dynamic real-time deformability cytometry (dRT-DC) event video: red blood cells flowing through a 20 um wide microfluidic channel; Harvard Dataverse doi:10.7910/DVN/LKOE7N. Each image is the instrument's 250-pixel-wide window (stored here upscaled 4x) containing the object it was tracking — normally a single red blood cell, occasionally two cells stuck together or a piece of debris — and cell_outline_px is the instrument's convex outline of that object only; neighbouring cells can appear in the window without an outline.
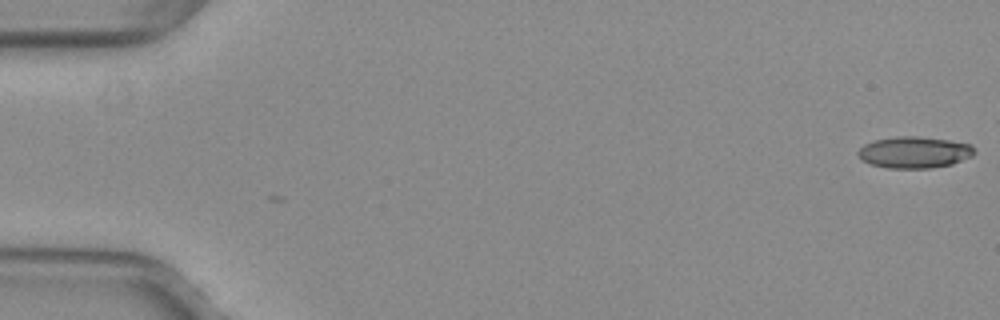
{"species": "common noctule bat (a hibernating species)", "species_latin": "Nyctalus noctula", "temperature_condition": "warm", "stored_images_in_passage": 5, "camera_frame_rate_fps": 3000, "um_per_image_px": 0.085, "animal": {"sex": "female", "body_mass_g": 29.2, "forearm_length_mm": 56.3}, "frame": {"image": 1, "passage_image": 5, "time_ms": 1.333, "image_size_px": [1000, 320], "cell_outline_px": [[976, 152], [972, 156], [952, 164], [932, 168], [888, 168], [872, 164], [864, 160], [856, 152], [864, 144], [876, 140], [896, 136], [920, 136], [948, 140], [972, 144]], "centroid_in_image_um": [77.76, 12.94], "position_along_channel_um": 7.2, "area_um2": 21.33}}